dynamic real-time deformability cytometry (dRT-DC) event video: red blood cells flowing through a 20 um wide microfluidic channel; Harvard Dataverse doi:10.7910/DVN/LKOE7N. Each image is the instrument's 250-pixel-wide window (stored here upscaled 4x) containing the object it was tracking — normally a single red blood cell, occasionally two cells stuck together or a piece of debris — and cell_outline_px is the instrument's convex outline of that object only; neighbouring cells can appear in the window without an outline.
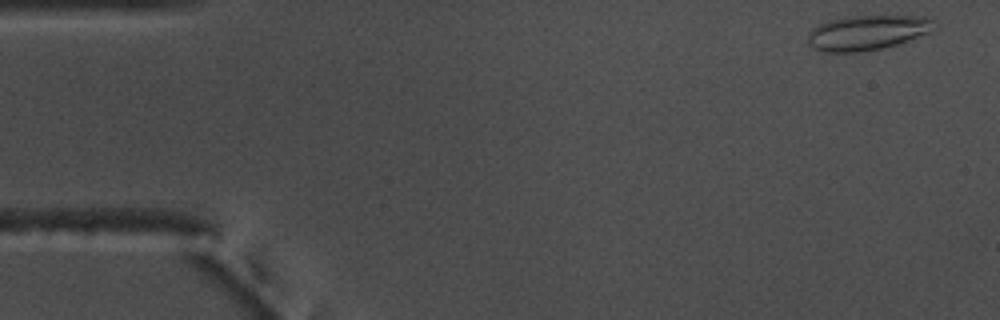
{"species": "common noctule bat (a hibernating species)", "species_latin": "Nyctalus noctula", "temperature_condition": "warm", "stored_images_in_passage": 54, "camera_frame_rate_fps": 3000, "um_per_image_px": 0.085, "animal": {"sex": "male", "body_mass_g": 17.5, "forearm_length_mm": 52.3}, "frame": {"image": 1, "passage_image": 2, "time_ms": 0.333, "image_size_px": [1000, 320], "cell_outline_px": [[936, 32], [896, 44], [880, 48], [856, 52], [820, 52], [812, 48], [808, 44], [808, 36], [812, 28], [828, 20], [848, 16], [920, 16], [936, 20]], "centroid_in_image_um": [73.77, 2.77], "position_along_channel_um": 11.2, "area_um2": 26.01}}
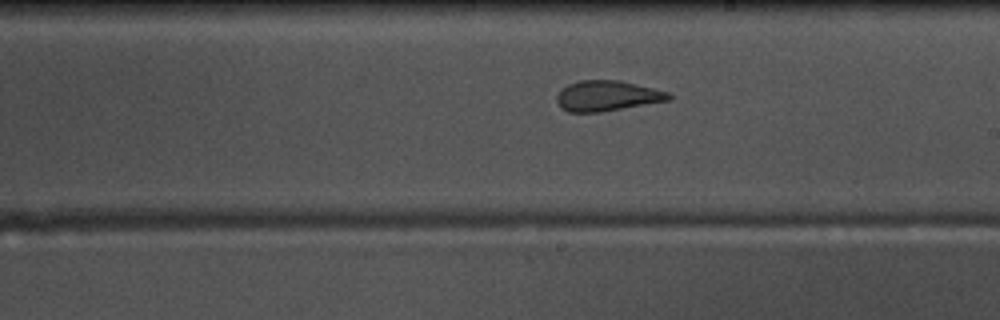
{"frame": {"image": 2, "passage_image": 30, "time_ms": 9.667, "image_size_px": [1000, 320], "cell_outline_px": [[672, 96], [668, 100], [600, 112], [568, 112], [560, 108], [556, 100], [556, 96], [568, 84], [580, 80], [620, 80], [668, 92]], "centroid_in_image_um": [51.56, 8.15], "position_along_channel_um": 237.4, "area_um2": 19.59}}
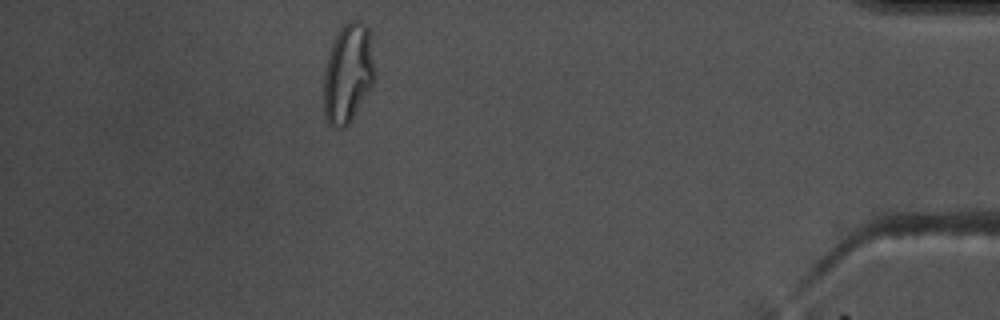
{"frame": {"image": 3, "passage_image": 48, "time_ms": 15.667, "image_size_px": [1000, 320], "cell_outline_px": [[376, 76], [372, 84], [348, 124], [344, 128], [332, 128], [328, 124], [324, 116], [324, 72], [332, 40], [340, 28], [348, 20], [360, 20], [368, 28]], "centroid_in_image_um": [29.56, 6.22], "position_along_channel_um": 405.6, "area_um2": 29.48}}